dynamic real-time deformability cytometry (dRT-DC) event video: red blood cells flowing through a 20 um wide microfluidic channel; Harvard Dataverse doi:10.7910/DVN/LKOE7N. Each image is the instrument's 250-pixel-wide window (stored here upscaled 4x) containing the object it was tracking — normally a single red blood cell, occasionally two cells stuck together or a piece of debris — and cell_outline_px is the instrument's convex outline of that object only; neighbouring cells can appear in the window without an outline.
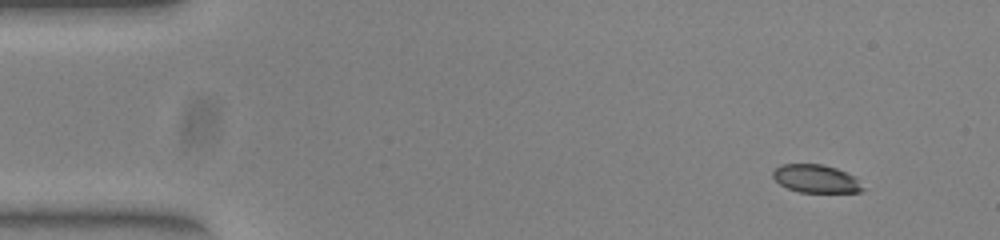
{"species": "common noctule bat (a hibernating species)", "species_latin": "Nyctalus noctula", "temperature_condition": "warm", "stored_images_in_passage": 9, "camera_frame_rate_fps": 3000, "um_per_image_px": 0.085, "animal": {"sex": "female", "body_mass_g": 23.0, "forearm_length_mm": 53.4}, "frame": {"image": 1, "passage_image": 1, "time_ms": 0.0, "image_size_px": [1000, 240], "cell_outline_px": [[864, 188], [860, 192], [800, 192], [788, 188], [780, 184], [772, 176], [772, 172], [780, 164], [820, 164], [836, 168], [856, 176]], "centroid_in_image_um": [69.37, 15.18], "position_along_channel_um": 15.6, "area_um2": 14.68}}